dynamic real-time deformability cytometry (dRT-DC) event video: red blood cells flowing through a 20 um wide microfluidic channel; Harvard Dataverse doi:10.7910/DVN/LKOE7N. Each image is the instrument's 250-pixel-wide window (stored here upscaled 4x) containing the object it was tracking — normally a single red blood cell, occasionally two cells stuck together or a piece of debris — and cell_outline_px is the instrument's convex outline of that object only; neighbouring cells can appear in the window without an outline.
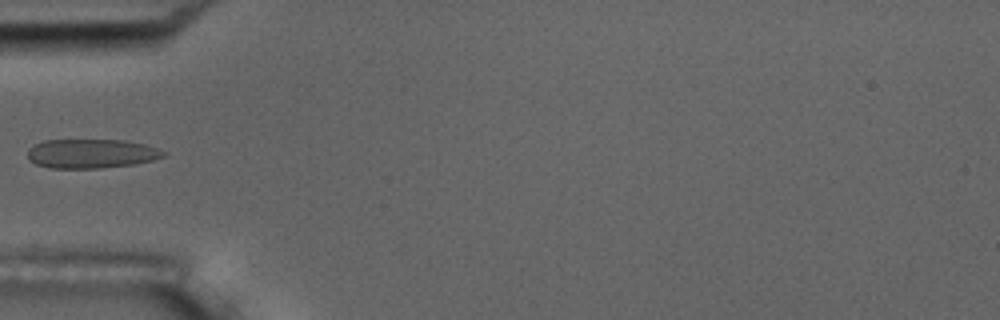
{"species": "common noctule bat (a hibernating species)", "species_latin": "Nyctalus noctula", "temperature_condition": "room temperature", "stored_images_in_passage": 6, "camera_frame_rate_fps": 3000, "um_per_image_px": 0.085, "animal": {"sex": "male", "body_mass_g": 17.5, "forearm_length_mm": 52.3}, "frame": {"image": 1, "passage_image": 5, "time_ms": 5.667, "image_size_px": [1000, 320], "cell_outline_px": [[168, 152], [164, 156], [152, 160], [132, 164], [100, 168], [48, 168], [36, 164], [28, 160], [28, 148], [44, 140], [124, 140], [144, 144]], "centroid_in_image_um": [7.74, 13.05], "position_along_channel_um": 77.3, "area_um2": 23.06}}